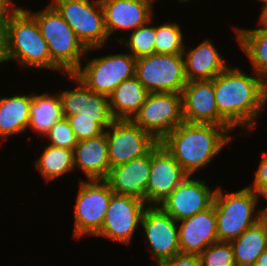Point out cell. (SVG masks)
I'll return each mask as SVG.
<instances>
[{
	"label": "cell",
	"instance_id": "obj_29",
	"mask_svg": "<svg viewBox=\"0 0 267 266\" xmlns=\"http://www.w3.org/2000/svg\"><path fill=\"white\" fill-rule=\"evenodd\" d=\"M154 17L145 25L137 28L126 34V36L119 39L118 37H113L117 39L119 43L124 45L134 58L138 59L147 55L155 53V24L153 25Z\"/></svg>",
	"mask_w": 267,
	"mask_h": 266
},
{
	"label": "cell",
	"instance_id": "obj_39",
	"mask_svg": "<svg viewBox=\"0 0 267 266\" xmlns=\"http://www.w3.org/2000/svg\"><path fill=\"white\" fill-rule=\"evenodd\" d=\"M259 18L261 20L267 21V2L263 7H260V14Z\"/></svg>",
	"mask_w": 267,
	"mask_h": 266
},
{
	"label": "cell",
	"instance_id": "obj_15",
	"mask_svg": "<svg viewBox=\"0 0 267 266\" xmlns=\"http://www.w3.org/2000/svg\"><path fill=\"white\" fill-rule=\"evenodd\" d=\"M207 180L187 175L159 207L177 222L207 210L213 205L216 192Z\"/></svg>",
	"mask_w": 267,
	"mask_h": 266
},
{
	"label": "cell",
	"instance_id": "obj_35",
	"mask_svg": "<svg viewBox=\"0 0 267 266\" xmlns=\"http://www.w3.org/2000/svg\"><path fill=\"white\" fill-rule=\"evenodd\" d=\"M155 266H200V257L196 254L179 253Z\"/></svg>",
	"mask_w": 267,
	"mask_h": 266
},
{
	"label": "cell",
	"instance_id": "obj_7",
	"mask_svg": "<svg viewBox=\"0 0 267 266\" xmlns=\"http://www.w3.org/2000/svg\"><path fill=\"white\" fill-rule=\"evenodd\" d=\"M136 60L128 52L88 58L73 75L92 91L109 96L120 83L135 76Z\"/></svg>",
	"mask_w": 267,
	"mask_h": 266
},
{
	"label": "cell",
	"instance_id": "obj_25",
	"mask_svg": "<svg viewBox=\"0 0 267 266\" xmlns=\"http://www.w3.org/2000/svg\"><path fill=\"white\" fill-rule=\"evenodd\" d=\"M149 92L136 76L126 79L108 96L114 120H132Z\"/></svg>",
	"mask_w": 267,
	"mask_h": 266
},
{
	"label": "cell",
	"instance_id": "obj_40",
	"mask_svg": "<svg viewBox=\"0 0 267 266\" xmlns=\"http://www.w3.org/2000/svg\"><path fill=\"white\" fill-rule=\"evenodd\" d=\"M262 210V217L261 219L266 223L267 225V207L264 206V208H261Z\"/></svg>",
	"mask_w": 267,
	"mask_h": 266
},
{
	"label": "cell",
	"instance_id": "obj_2",
	"mask_svg": "<svg viewBox=\"0 0 267 266\" xmlns=\"http://www.w3.org/2000/svg\"><path fill=\"white\" fill-rule=\"evenodd\" d=\"M231 126L183 122L160 143L187 175L207 167L237 137Z\"/></svg>",
	"mask_w": 267,
	"mask_h": 266
},
{
	"label": "cell",
	"instance_id": "obj_5",
	"mask_svg": "<svg viewBox=\"0 0 267 266\" xmlns=\"http://www.w3.org/2000/svg\"><path fill=\"white\" fill-rule=\"evenodd\" d=\"M258 202L260 200L248 186L227 193L221 186L216 187L213 205L217 218L218 240L231 242L261 220L262 210L258 209Z\"/></svg>",
	"mask_w": 267,
	"mask_h": 266
},
{
	"label": "cell",
	"instance_id": "obj_33",
	"mask_svg": "<svg viewBox=\"0 0 267 266\" xmlns=\"http://www.w3.org/2000/svg\"><path fill=\"white\" fill-rule=\"evenodd\" d=\"M63 117L68 120L78 141L97 137L105 132L94 119L77 118V115Z\"/></svg>",
	"mask_w": 267,
	"mask_h": 266
},
{
	"label": "cell",
	"instance_id": "obj_37",
	"mask_svg": "<svg viewBox=\"0 0 267 266\" xmlns=\"http://www.w3.org/2000/svg\"><path fill=\"white\" fill-rule=\"evenodd\" d=\"M6 33L4 26H0V64L8 63ZM0 65V66H1Z\"/></svg>",
	"mask_w": 267,
	"mask_h": 266
},
{
	"label": "cell",
	"instance_id": "obj_36",
	"mask_svg": "<svg viewBox=\"0 0 267 266\" xmlns=\"http://www.w3.org/2000/svg\"><path fill=\"white\" fill-rule=\"evenodd\" d=\"M19 7L13 0H0V26H4L5 22Z\"/></svg>",
	"mask_w": 267,
	"mask_h": 266
},
{
	"label": "cell",
	"instance_id": "obj_41",
	"mask_svg": "<svg viewBox=\"0 0 267 266\" xmlns=\"http://www.w3.org/2000/svg\"><path fill=\"white\" fill-rule=\"evenodd\" d=\"M180 4L183 2V3H189L191 1H194V0H177Z\"/></svg>",
	"mask_w": 267,
	"mask_h": 266
},
{
	"label": "cell",
	"instance_id": "obj_6",
	"mask_svg": "<svg viewBox=\"0 0 267 266\" xmlns=\"http://www.w3.org/2000/svg\"><path fill=\"white\" fill-rule=\"evenodd\" d=\"M49 2L69 24L88 51L97 52L108 46L109 36L105 28L100 0H51Z\"/></svg>",
	"mask_w": 267,
	"mask_h": 266
},
{
	"label": "cell",
	"instance_id": "obj_34",
	"mask_svg": "<svg viewBox=\"0 0 267 266\" xmlns=\"http://www.w3.org/2000/svg\"><path fill=\"white\" fill-rule=\"evenodd\" d=\"M260 163L254 173L252 184L247 185L252 189L258 200L264 198L267 200V152H262Z\"/></svg>",
	"mask_w": 267,
	"mask_h": 266
},
{
	"label": "cell",
	"instance_id": "obj_38",
	"mask_svg": "<svg viewBox=\"0 0 267 266\" xmlns=\"http://www.w3.org/2000/svg\"><path fill=\"white\" fill-rule=\"evenodd\" d=\"M254 266H267V247L261 253V255L257 258Z\"/></svg>",
	"mask_w": 267,
	"mask_h": 266
},
{
	"label": "cell",
	"instance_id": "obj_16",
	"mask_svg": "<svg viewBox=\"0 0 267 266\" xmlns=\"http://www.w3.org/2000/svg\"><path fill=\"white\" fill-rule=\"evenodd\" d=\"M187 174L159 142L151 150V168L146 188V204L159 206L185 179Z\"/></svg>",
	"mask_w": 267,
	"mask_h": 266
},
{
	"label": "cell",
	"instance_id": "obj_12",
	"mask_svg": "<svg viewBox=\"0 0 267 266\" xmlns=\"http://www.w3.org/2000/svg\"><path fill=\"white\" fill-rule=\"evenodd\" d=\"M105 133L110 168L148 154L159 143L132 120H114Z\"/></svg>",
	"mask_w": 267,
	"mask_h": 266
},
{
	"label": "cell",
	"instance_id": "obj_19",
	"mask_svg": "<svg viewBox=\"0 0 267 266\" xmlns=\"http://www.w3.org/2000/svg\"><path fill=\"white\" fill-rule=\"evenodd\" d=\"M180 253L199 255L211 244L218 242L217 218L212 205L205 211L178 222Z\"/></svg>",
	"mask_w": 267,
	"mask_h": 266
},
{
	"label": "cell",
	"instance_id": "obj_27",
	"mask_svg": "<svg viewBox=\"0 0 267 266\" xmlns=\"http://www.w3.org/2000/svg\"><path fill=\"white\" fill-rule=\"evenodd\" d=\"M236 266H254L257 258L267 247V225L261 219L230 242Z\"/></svg>",
	"mask_w": 267,
	"mask_h": 266
},
{
	"label": "cell",
	"instance_id": "obj_13",
	"mask_svg": "<svg viewBox=\"0 0 267 266\" xmlns=\"http://www.w3.org/2000/svg\"><path fill=\"white\" fill-rule=\"evenodd\" d=\"M146 235L147 251L151 253L155 266L180 253L178 222L159 206H148L141 219V227Z\"/></svg>",
	"mask_w": 267,
	"mask_h": 266
},
{
	"label": "cell",
	"instance_id": "obj_22",
	"mask_svg": "<svg viewBox=\"0 0 267 266\" xmlns=\"http://www.w3.org/2000/svg\"><path fill=\"white\" fill-rule=\"evenodd\" d=\"M73 159L74 170L81 171L84 180H105L110 170L106 133L78 141Z\"/></svg>",
	"mask_w": 267,
	"mask_h": 266
},
{
	"label": "cell",
	"instance_id": "obj_4",
	"mask_svg": "<svg viewBox=\"0 0 267 266\" xmlns=\"http://www.w3.org/2000/svg\"><path fill=\"white\" fill-rule=\"evenodd\" d=\"M25 9L36 19L48 44L52 62L65 75L73 74L90 51L50 3L36 12Z\"/></svg>",
	"mask_w": 267,
	"mask_h": 266
},
{
	"label": "cell",
	"instance_id": "obj_31",
	"mask_svg": "<svg viewBox=\"0 0 267 266\" xmlns=\"http://www.w3.org/2000/svg\"><path fill=\"white\" fill-rule=\"evenodd\" d=\"M200 266H236L230 242L218 241L199 254Z\"/></svg>",
	"mask_w": 267,
	"mask_h": 266
},
{
	"label": "cell",
	"instance_id": "obj_20",
	"mask_svg": "<svg viewBox=\"0 0 267 266\" xmlns=\"http://www.w3.org/2000/svg\"><path fill=\"white\" fill-rule=\"evenodd\" d=\"M150 168L151 151L125 164L111 167L105 181L114 193L134 196L146 203Z\"/></svg>",
	"mask_w": 267,
	"mask_h": 266
},
{
	"label": "cell",
	"instance_id": "obj_14",
	"mask_svg": "<svg viewBox=\"0 0 267 266\" xmlns=\"http://www.w3.org/2000/svg\"><path fill=\"white\" fill-rule=\"evenodd\" d=\"M67 77L74 84L73 89L57 90L61 101L62 115L77 118L94 119L104 130L114 121L110 112L109 98L106 95L96 93L87 88L73 74Z\"/></svg>",
	"mask_w": 267,
	"mask_h": 266
},
{
	"label": "cell",
	"instance_id": "obj_30",
	"mask_svg": "<svg viewBox=\"0 0 267 266\" xmlns=\"http://www.w3.org/2000/svg\"><path fill=\"white\" fill-rule=\"evenodd\" d=\"M178 22L163 21L155 25V53L156 54H182L185 40Z\"/></svg>",
	"mask_w": 267,
	"mask_h": 266
},
{
	"label": "cell",
	"instance_id": "obj_3",
	"mask_svg": "<svg viewBox=\"0 0 267 266\" xmlns=\"http://www.w3.org/2000/svg\"><path fill=\"white\" fill-rule=\"evenodd\" d=\"M7 56L18 67L46 69L66 75L52 62L46 40L43 38L36 19L19 7L5 22Z\"/></svg>",
	"mask_w": 267,
	"mask_h": 266
},
{
	"label": "cell",
	"instance_id": "obj_23",
	"mask_svg": "<svg viewBox=\"0 0 267 266\" xmlns=\"http://www.w3.org/2000/svg\"><path fill=\"white\" fill-rule=\"evenodd\" d=\"M257 28L236 26L233 31L241 51L246 54L252 72L267 83V21L258 19Z\"/></svg>",
	"mask_w": 267,
	"mask_h": 266
},
{
	"label": "cell",
	"instance_id": "obj_26",
	"mask_svg": "<svg viewBox=\"0 0 267 266\" xmlns=\"http://www.w3.org/2000/svg\"><path fill=\"white\" fill-rule=\"evenodd\" d=\"M63 117L58 92L33 93L28 130L43 137Z\"/></svg>",
	"mask_w": 267,
	"mask_h": 266
},
{
	"label": "cell",
	"instance_id": "obj_9",
	"mask_svg": "<svg viewBox=\"0 0 267 266\" xmlns=\"http://www.w3.org/2000/svg\"><path fill=\"white\" fill-rule=\"evenodd\" d=\"M135 76L149 93H182L187 84L182 54H151L136 60Z\"/></svg>",
	"mask_w": 267,
	"mask_h": 266
},
{
	"label": "cell",
	"instance_id": "obj_8",
	"mask_svg": "<svg viewBox=\"0 0 267 266\" xmlns=\"http://www.w3.org/2000/svg\"><path fill=\"white\" fill-rule=\"evenodd\" d=\"M78 183L72 236L79 240L100 231L113 191L105 180L81 179Z\"/></svg>",
	"mask_w": 267,
	"mask_h": 266
},
{
	"label": "cell",
	"instance_id": "obj_24",
	"mask_svg": "<svg viewBox=\"0 0 267 266\" xmlns=\"http://www.w3.org/2000/svg\"><path fill=\"white\" fill-rule=\"evenodd\" d=\"M32 99L33 92H18L9 97L0 96V140L5 141L10 136L23 135L28 130Z\"/></svg>",
	"mask_w": 267,
	"mask_h": 266
},
{
	"label": "cell",
	"instance_id": "obj_18",
	"mask_svg": "<svg viewBox=\"0 0 267 266\" xmlns=\"http://www.w3.org/2000/svg\"><path fill=\"white\" fill-rule=\"evenodd\" d=\"M181 94L185 122L230 126L219 115L215 102L214 78L187 82Z\"/></svg>",
	"mask_w": 267,
	"mask_h": 266
},
{
	"label": "cell",
	"instance_id": "obj_28",
	"mask_svg": "<svg viewBox=\"0 0 267 266\" xmlns=\"http://www.w3.org/2000/svg\"><path fill=\"white\" fill-rule=\"evenodd\" d=\"M43 149L33 166L46 184L55 182V179L62 178L65 174L75 172L73 150L48 144Z\"/></svg>",
	"mask_w": 267,
	"mask_h": 266
},
{
	"label": "cell",
	"instance_id": "obj_21",
	"mask_svg": "<svg viewBox=\"0 0 267 266\" xmlns=\"http://www.w3.org/2000/svg\"><path fill=\"white\" fill-rule=\"evenodd\" d=\"M186 45L182 55L188 82L212 80L229 66L221 52L208 38L190 49Z\"/></svg>",
	"mask_w": 267,
	"mask_h": 266
},
{
	"label": "cell",
	"instance_id": "obj_42",
	"mask_svg": "<svg viewBox=\"0 0 267 266\" xmlns=\"http://www.w3.org/2000/svg\"><path fill=\"white\" fill-rule=\"evenodd\" d=\"M257 2L259 1L260 3H262L260 6L263 7L265 5V3L267 2V0H256Z\"/></svg>",
	"mask_w": 267,
	"mask_h": 266
},
{
	"label": "cell",
	"instance_id": "obj_10",
	"mask_svg": "<svg viewBox=\"0 0 267 266\" xmlns=\"http://www.w3.org/2000/svg\"><path fill=\"white\" fill-rule=\"evenodd\" d=\"M132 121L161 142L184 122L182 94L149 93Z\"/></svg>",
	"mask_w": 267,
	"mask_h": 266
},
{
	"label": "cell",
	"instance_id": "obj_1",
	"mask_svg": "<svg viewBox=\"0 0 267 266\" xmlns=\"http://www.w3.org/2000/svg\"><path fill=\"white\" fill-rule=\"evenodd\" d=\"M240 68L230 64L214 77L215 102L219 115L234 130L242 128L246 134L256 128L266 110L267 83Z\"/></svg>",
	"mask_w": 267,
	"mask_h": 266
},
{
	"label": "cell",
	"instance_id": "obj_32",
	"mask_svg": "<svg viewBox=\"0 0 267 266\" xmlns=\"http://www.w3.org/2000/svg\"><path fill=\"white\" fill-rule=\"evenodd\" d=\"M43 137L48 140V145L71 150H74L78 143V139L65 117L56 121Z\"/></svg>",
	"mask_w": 267,
	"mask_h": 266
},
{
	"label": "cell",
	"instance_id": "obj_11",
	"mask_svg": "<svg viewBox=\"0 0 267 266\" xmlns=\"http://www.w3.org/2000/svg\"><path fill=\"white\" fill-rule=\"evenodd\" d=\"M147 207L137 197L113 192L102 227L94 237H103L129 246L141 226L142 215Z\"/></svg>",
	"mask_w": 267,
	"mask_h": 266
},
{
	"label": "cell",
	"instance_id": "obj_17",
	"mask_svg": "<svg viewBox=\"0 0 267 266\" xmlns=\"http://www.w3.org/2000/svg\"><path fill=\"white\" fill-rule=\"evenodd\" d=\"M109 39L117 31L133 30L147 24L154 17L156 0H100ZM126 30V31H125Z\"/></svg>",
	"mask_w": 267,
	"mask_h": 266
}]
</instances>
